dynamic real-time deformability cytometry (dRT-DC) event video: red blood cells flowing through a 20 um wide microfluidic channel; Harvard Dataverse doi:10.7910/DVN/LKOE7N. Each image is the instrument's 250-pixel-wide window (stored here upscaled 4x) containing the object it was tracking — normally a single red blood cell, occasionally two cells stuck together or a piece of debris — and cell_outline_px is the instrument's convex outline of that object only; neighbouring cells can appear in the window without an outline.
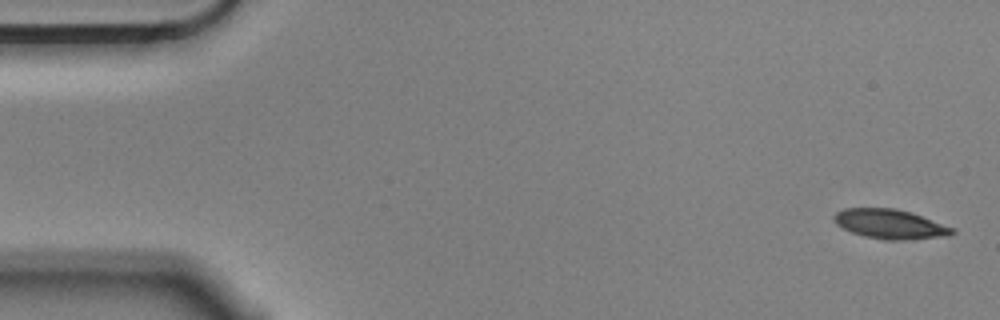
{"species": "Egyptian fruit bat (a non-hibernating species)", "species_latin": "Rousettus aegyptiacus", "temperature_condition": "cold", "stored_images_in_passage": 5, "segment_of_instrument_passage": [2, 2], "camera_frame_rate_fps": 3000, "um_per_image_px": 0.085, "animal": {"sex": "male"}, "frame": {"image": 1, "passage_image": 5, "time_ms": 1.333, "image_size_px": [1000, 320], "cell_outline_px": [[956, 232], [948, 236], [900, 240], [884, 240], [864, 236], [852, 232], [836, 224], [832, 220], [832, 216], [836, 212], [844, 208], [896, 208], [956, 228]], "centroid_in_image_um": [75.64, 19.05], "position_along_channel_um": 9.4, "area_um2": 20.29}}